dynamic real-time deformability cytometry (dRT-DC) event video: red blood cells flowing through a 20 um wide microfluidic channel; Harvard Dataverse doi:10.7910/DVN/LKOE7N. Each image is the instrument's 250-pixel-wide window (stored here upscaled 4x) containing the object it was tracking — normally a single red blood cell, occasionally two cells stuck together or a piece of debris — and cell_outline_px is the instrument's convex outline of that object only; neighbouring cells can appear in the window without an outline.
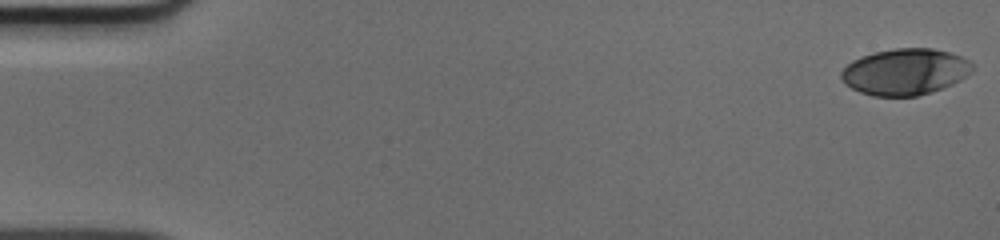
{"species": "human", "species_latin": "Homo sapiens", "temperature_condition": "cold", "stored_images_in_passage": 50, "camera_frame_rate_fps": 3000, "um_per_image_px": 0.085, "donor": {"sex": "male"}, "frame": {"image": 1, "passage_image": 1, "time_ms": 0.0, "image_size_px": [1000, 240], "cell_outline_px": [[972, 72], [960, 80], [952, 84], [916, 96], [872, 96], [860, 92], [844, 84], [840, 76], [840, 72], [852, 60], [860, 56], [872, 52], [896, 48], [932, 48], [948, 52], [960, 56], [968, 60], [972, 64]], "centroid_in_image_um": [76.89, 6.09], "position_along_channel_um": 8.1, "area_um2": 35.37}}
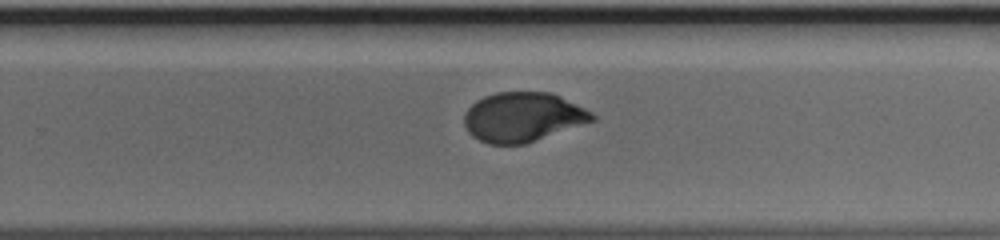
{"frame": {"image": 2, "passage_image": 33, "time_ms": 10.667, "image_size_px": [1000, 240], "cell_outline_px": [[596, 120], [524, 144], [488, 144], [472, 136], [468, 132], [464, 124], [464, 112], [476, 100], [484, 96], [496, 92], [552, 92], [592, 112], [596, 116]], "centroid_in_image_um": [44.42, 9.94], "position_along_channel_um": 285.4, "area_um2": 36.88}}
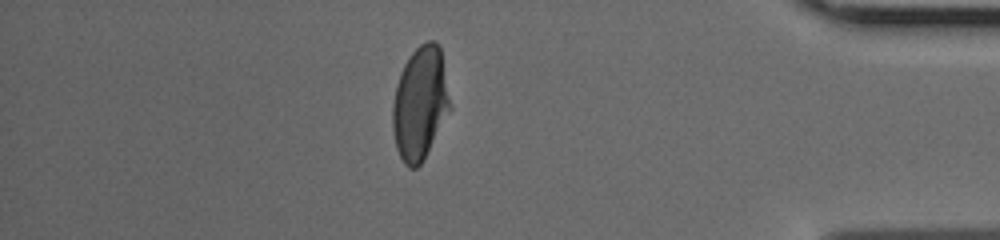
{"frame": {"image": 3, "passage_image": 44, "time_ms": 14.333, "image_size_px": [1000, 240], "cell_outline_px": [[452, 108], [420, 164], [416, 168], [408, 168], [404, 164], [396, 148], [392, 128], [392, 104], [396, 84], [400, 72], [404, 64], [412, 52], [420, 44], [428, 40], [436, 40], [440, 44]], "centroid_in_image_um": [35.71, 8.74], "position_along_channel_um": 399.5, "area_um2": 38.15}}